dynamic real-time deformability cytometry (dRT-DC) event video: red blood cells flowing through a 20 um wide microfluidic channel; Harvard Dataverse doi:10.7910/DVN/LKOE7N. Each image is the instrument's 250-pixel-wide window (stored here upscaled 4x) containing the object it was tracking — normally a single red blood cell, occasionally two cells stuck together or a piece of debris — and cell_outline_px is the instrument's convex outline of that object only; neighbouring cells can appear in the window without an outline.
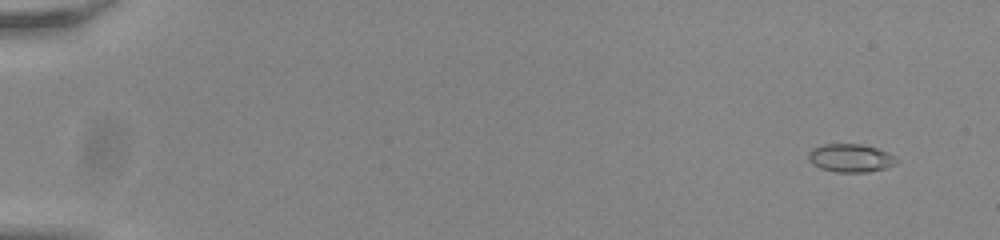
{"species": "common noctule bat (a hibernating species)", "species_latin": "Nyctalus noctula", "temperature_condition": "room temperature", "stored_images_in_passage": 54, "camera_frame_rate_fps": 3000, "um_per_image_px": 0.085, "animal": {"sex": "male", "body_mass_g": 20.0, "forearm_length_mm": 53.3}, "frame": {"image": 1, "passage_image": 2, "time_ms": 0.333, "image_size_px": [1000, 240], "cell_outline_px": [[900, 160], [896, 164], [888, 168], [868, 172], [836, 172], [820, 168], [812, 164], [808, 160], [808, 152], [812, 148], [824, 144], [860, 144], [876, 148], [888, 152]], "centroid_in_image_um": [72.31, 13.44], "position_along_channel_um": 12.7, "area_um2": 14.68}}
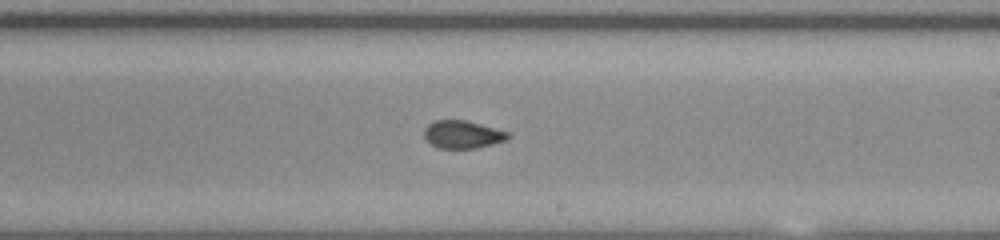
{"frame": {"image": 2, "passage_image": 33, "time_ms": 10.667, "image_size_px": [1000, 240], "cell_outline_px": [[508, 136], [504, 140], [492, 144], [476, 148], [436, 148], [424, 136], [424, 128], [428, 124], [436, 120], [464, 120], [480, 124], [508, 132]], "centroid_in_image_um": [39.27, 11.43], "position_along_channel_um": 249.7, "area_um2": 13.29}}
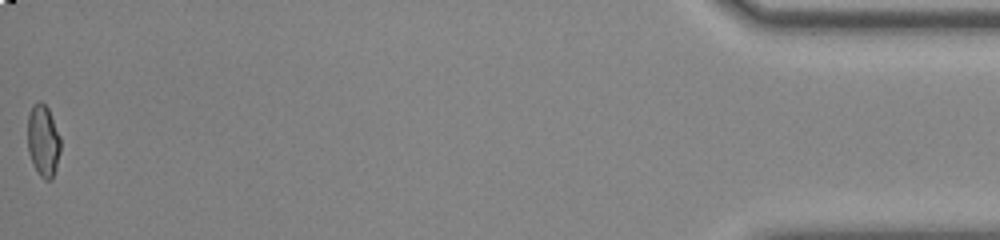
{"frame": {"image": 3, "passage_image": 54, "time_ms": 17.667, "image_size_px": [1000, 240], "cell_outline_px": [[60, 152], [56, 168], [52, 180], [44, 180], [40, 176], [32, 164], [28, 152], [28, 112], [32, 104], [36, 100], [40, 100], [48, 108], [60, 136]], "centroid_in_image_um": [3.66, 11.95], "position_along_channel_um": 431.5, "area_um2": 14.05}, "authors_computed_cell_mechanics": {"area_um2": 13.8431, "velocity_mm_per_s": 3.8243, "shape_relaxation_time_tau1_ms": 9.8918, "shape_relaxation_time_tau2_ms": 1.2465, "deformation_change_tau1": 0.1806, "deformation_change_tau2": 0.0591}}